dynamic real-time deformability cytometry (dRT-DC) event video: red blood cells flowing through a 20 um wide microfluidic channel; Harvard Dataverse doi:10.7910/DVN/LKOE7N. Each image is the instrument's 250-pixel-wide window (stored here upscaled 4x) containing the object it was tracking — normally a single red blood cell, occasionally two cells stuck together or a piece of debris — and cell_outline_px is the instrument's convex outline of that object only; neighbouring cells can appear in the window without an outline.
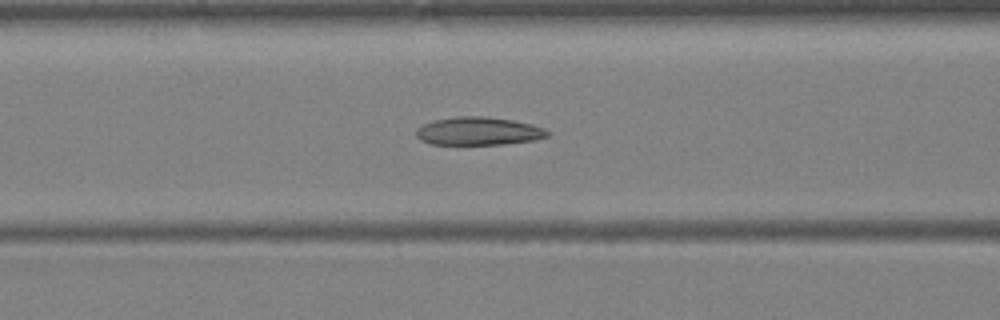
{"species": "Egyptian fruit bat (a non-hibernating species)", "species_latin": "Rousettus aegyptiacus", "temperature_condition": "warm", "stored_images_in_passage": 34, "camera_frame_rate_fps": 3000, "um_per_image_px": 0.085, "animal": {"sex": "female"}, "frame": {"image": 1, "passage_image": 10, "time_ms": 3.0, "image_size_px": [1000, 320], "cell_outline_px": [[548, 136], [536, 140], [504, 144], [428, 144], [420, 140], [416, 136], [416, 128], [420, 124], [432, 120], [456, 116], [484, 116], [512, 120], [544, 128], [548, 132]], "centroid_in_image_um": [40.6, 11.14], "position_along_channel_um": 126.0, "area_um2": 21.62}}
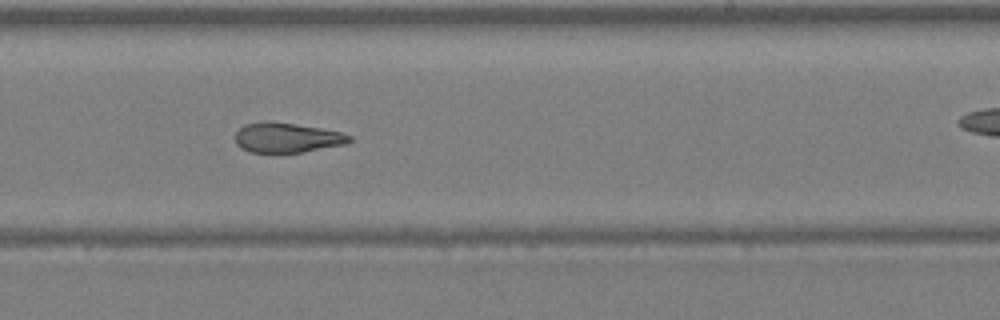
{"frame": {"image": 2, "passage_image": 18, "time_ms": 5.667, "image_size_px": [1000, 320], "cell_outline_px": [[352, 140], [344, 144], [300, 152], [252, 152], [236, 144], [236, 132], [244, 124], [268, 120], [296, 124], [320, 128], [340, 132], [352, 136]], "centroid_in_image_um": [24.38, 11.68], "position_along_channel_um": 264.6, "area_um2": 19.59}}
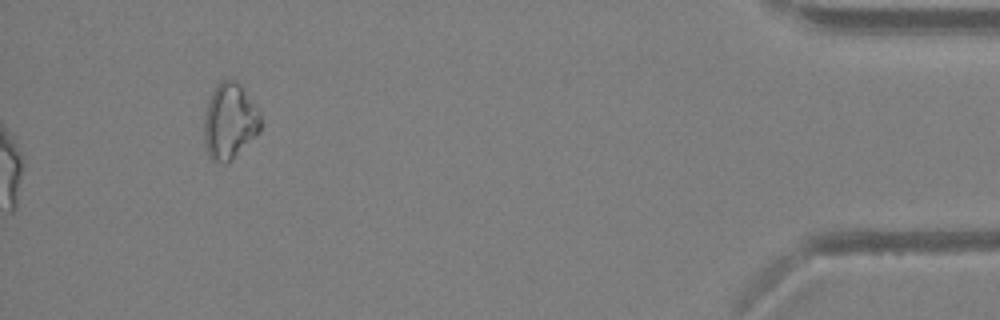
{"frame": {"image": 3, "passage_image": 34, "time_ms": 11.0, "image_size_px": [1000, 320], "cell_outline_px": [[260, 132], [232, 160], [224, 164], [212, 160], [208, 156], [204, 140], [204, 116], [208, 100], [216, 84], [220, 80], [232, 80], [240, 84], [260, 112]], "centroid_in_image_um": [19.51, 10.33], "position_along_channel_um": 415.7, "area_um2": 25.14}}